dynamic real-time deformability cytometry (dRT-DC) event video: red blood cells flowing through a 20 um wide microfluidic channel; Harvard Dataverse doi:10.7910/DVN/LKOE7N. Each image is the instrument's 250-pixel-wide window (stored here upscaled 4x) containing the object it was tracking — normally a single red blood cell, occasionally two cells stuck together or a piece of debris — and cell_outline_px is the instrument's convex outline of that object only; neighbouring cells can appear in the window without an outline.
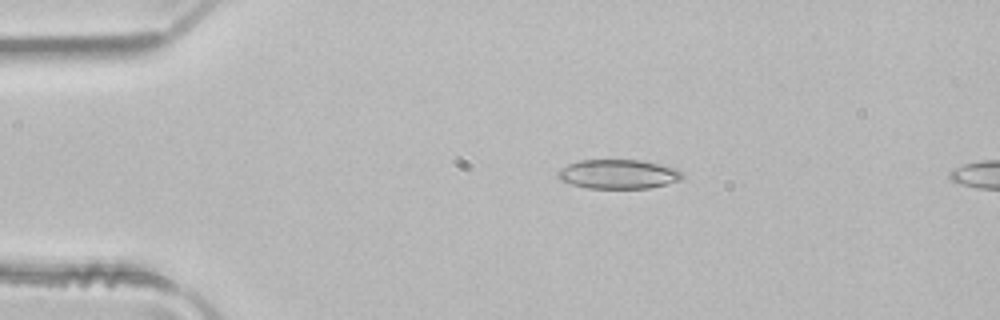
{"species": "common noctule bat (a hibernating species)", "species_latin": "Nyctalus noctula", "temperature_condition": "room temperature", "stored_images_in_passage": 4, "segment_of_instrument_passage": [1, 2], "camera_frame_rate_fps": 3000, "um_per_image_px": 0.085, "animal": {"sex": "male", "body_mass_g": 21.5, "forearm_length_mm": 52.0}, "frame": {"image": 1, "passage_image": 2, "time_ms": 0.333, "image_size_px": [1000, 320], "cell_outline_px": [[684, 176], [680, 180], [648, 188], [588, 188], [572, 184], [560, 180], [556, 176], [556, 172], [560, 168], [568, 164], [580, 160], [640, 160], [660, 164], [676, 168], [684, 172]], "centroid_in_image_um": [52.54, 14.79], "position_along_channel_um": 32.5, "area_um2": 21.27}}